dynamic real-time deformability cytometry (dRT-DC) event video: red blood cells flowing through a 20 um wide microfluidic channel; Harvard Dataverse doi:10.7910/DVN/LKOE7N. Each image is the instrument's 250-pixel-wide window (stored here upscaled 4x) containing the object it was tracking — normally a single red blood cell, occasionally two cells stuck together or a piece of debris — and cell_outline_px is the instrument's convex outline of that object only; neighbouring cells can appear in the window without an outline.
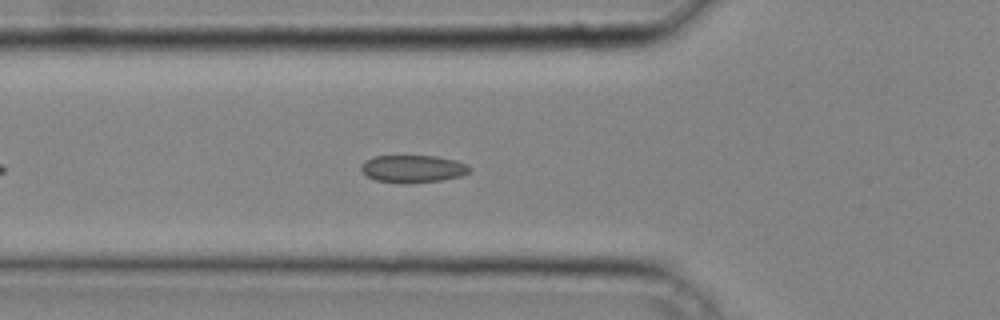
{"species": "common noctule bat (a hibernating species)", "species_latin": "Nyctalus noctula", "temperature_condition": "cold", "stored_images_in_passage": 32, "camera_frame_rate_fps": 3000, "um_per_image_px": 0.085, "animal": {"sex": "male", "body_mass_g": 20.4}, "frame": {"image": 1, "passage_image": 6, "time_ms": 1.667, "image_size_px": [1000, 320], "cell_outline_px": [[472, 168], [468, 172], [460, 176], [440, 180], [404, 184], [376, 180], [368, 176], [360, 168], [364, 160], [376, 156], [436, 156], [456, 160], [468, 164]], "centroid_in_image_um": [35.11, 14.34], "position_along_channel_um": 90.7, "area_um2": 17.34}}
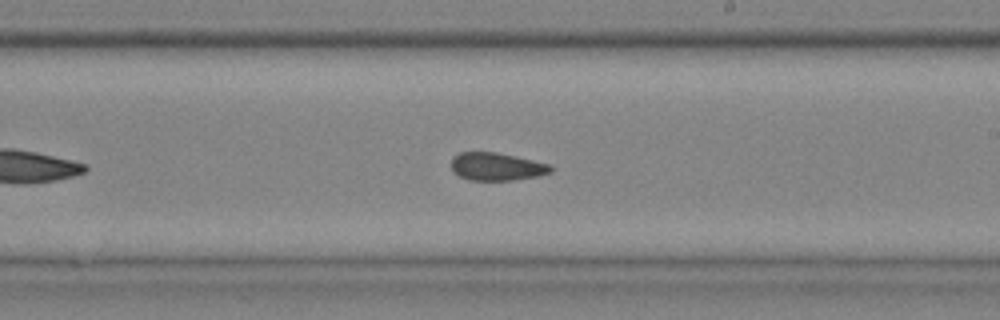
{"frame": {"image": 2, "passage_image": 16, "time_ms": 5.0, "image_size_px": [1000, 320], "cell_outline_px": [[552, 172], [536, 176], [512, 180], [468, 180], [452, 172], [452, 156], [460, 152], [496, 152], [516, 156], [552, 164]], "centroid_in_image_um": [42.21, 14.15], "position_along_channel_um": 246.8, "area_um2": 16.24}}
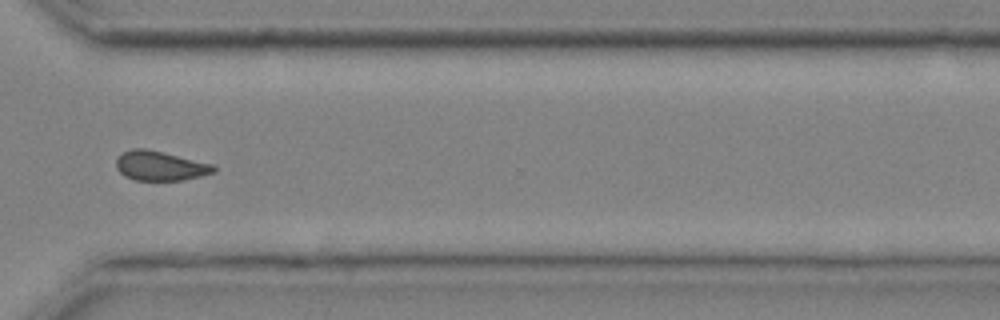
{"frame": {"image": 3, "passage_image": 23, "time_ms": 7.333, "image_size_px": [1000, 320], "cell_outline_px": [[216, 172], [184, 180], [136, 180], [124, 176], [116, 168], [116, 156], [132, 148], [144, 148], [216, 164]], "centroid_in_image_um": [13.63, 14.09], "position_along_channel_um": 357.0, "area_um2": 16.94}}